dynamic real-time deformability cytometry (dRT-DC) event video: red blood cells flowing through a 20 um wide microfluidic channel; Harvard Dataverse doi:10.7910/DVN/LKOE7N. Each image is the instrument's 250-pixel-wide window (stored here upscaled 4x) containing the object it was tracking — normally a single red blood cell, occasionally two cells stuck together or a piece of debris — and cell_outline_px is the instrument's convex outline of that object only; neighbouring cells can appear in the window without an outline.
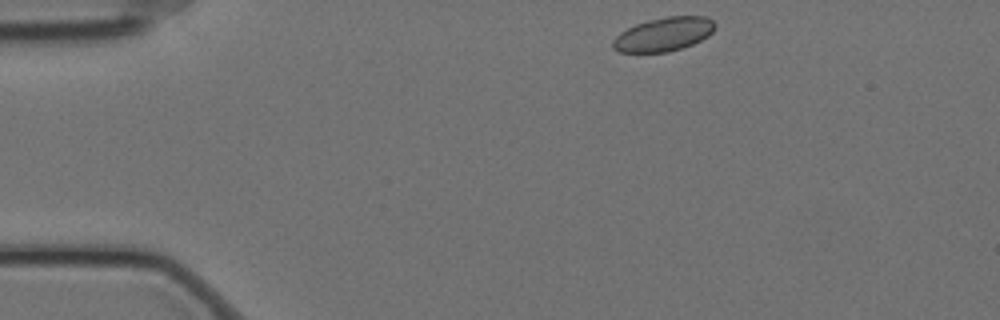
{"species": "Egyptian fruit bat (a non-hibernating species)", "species_latin": "Rousettus aegyptiacus", "temperature_condition": "cold", "stored_images_in_passage": 12, "camera_frame_rate_fps": 3000, "um_per_image_px": 0.085, "animal": {"sex": "female"}, "frame": {"image": 1, "passage_image": 1, "time_ms": 0.0, "image_size_px": [1000, 320], "cell_outline_px": [[716, 28], [708, 36], [692, 44], [668, 52], [620, 52], [612, 48], [612, 40], [620, 32], [636, 24], [648, 20], [668, 16], [708, 16], [716, 24]], "centroid_in_image_um": [56.42, 2.9], "position_along_channel_um": 28.6, "area_um2": 20.11}}
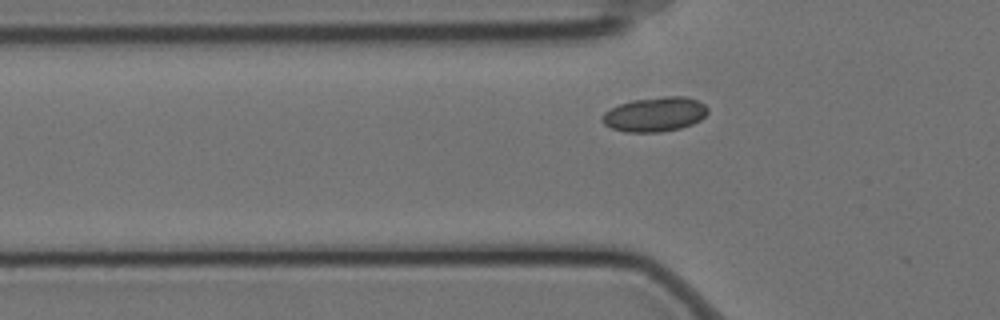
{"frame": {"image": 2, "passage_image": 10, "time_ms": 3.0, "image_size_px": [1000, 320], "cell_outline_px": [[708, 112], [700, 120], [692, 124], [680, 128], [660, 132], [624, 132], [612, 128], [604, 124], [600, 120], [600, 116], [604, 112], [620, 104], [632, 100], [664, 96], [684, 96], [696, 100], [704, 104], [708, 108]], "centroid_in_image_um": [55.64, 9.72], "position_along_channel_um": 70.2, "area_um2": 21.27}}